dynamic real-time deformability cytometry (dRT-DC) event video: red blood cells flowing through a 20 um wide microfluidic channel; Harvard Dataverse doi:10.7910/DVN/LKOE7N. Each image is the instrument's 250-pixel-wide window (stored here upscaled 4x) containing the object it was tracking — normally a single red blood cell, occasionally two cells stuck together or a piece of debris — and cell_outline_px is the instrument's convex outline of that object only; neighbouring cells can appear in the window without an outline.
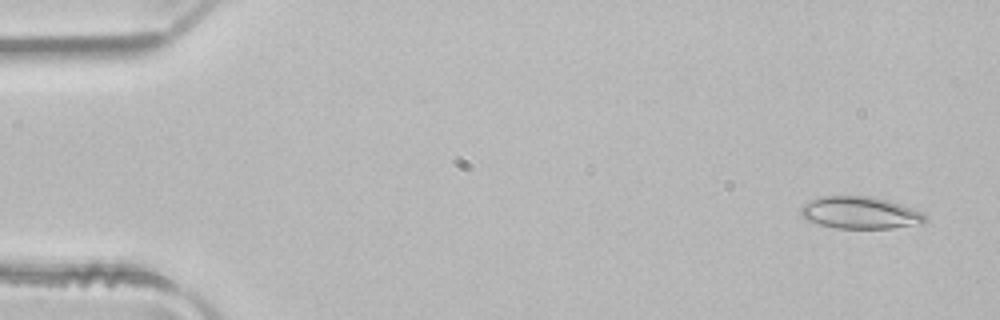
{"species": "common noctule bat (a hibernating species)", "species_latin": "Nyctalus noctula", "temperature_condition": "room temperature", "stored_images_in_passage": 4, "camera_frame_rate_fps": 3000, "um_per_image_px": 0.085, "animal": {"sex": "male", "body_mass_g": 21.5, "forearm_length_mm": 52.0}, "frame": {"image": 1, "passage_image": 1, "time_ms": 0.0, "image_size_px": [1000, 320], "cell_outline_px": [[928, 220], [924, 224], [892, 228], [836, 228], [804, 220], [800, 212], [800, 208], [808, 200], [820, 196], [868, 196], [888, 200], [924, 212]], "centroid_in_image_um": [73.12, 18.08], "position_along_channel_um": 11.9, "area_um2": 23.58}}
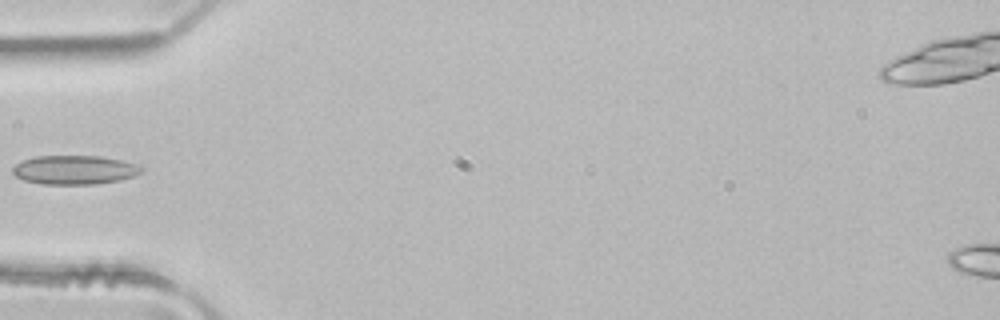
{"frame": {"image": 2, "passage_image": 4, "time_ms": 1.0, "image_size_px": [1000, 320], "cell_outline_px": [[144, 168], [140, 172], [132, 176], [120, 180], [96, 184], [44, 184], [24, 180], [16, 176], [12, 172], [12, 168], [20, 160], [36, 156], [100, 156], [140, 164]], "centroid_in_image_um": [6.33, 14.43], "position_along_channel_um": 78.7, "area_um2": 21.79}}